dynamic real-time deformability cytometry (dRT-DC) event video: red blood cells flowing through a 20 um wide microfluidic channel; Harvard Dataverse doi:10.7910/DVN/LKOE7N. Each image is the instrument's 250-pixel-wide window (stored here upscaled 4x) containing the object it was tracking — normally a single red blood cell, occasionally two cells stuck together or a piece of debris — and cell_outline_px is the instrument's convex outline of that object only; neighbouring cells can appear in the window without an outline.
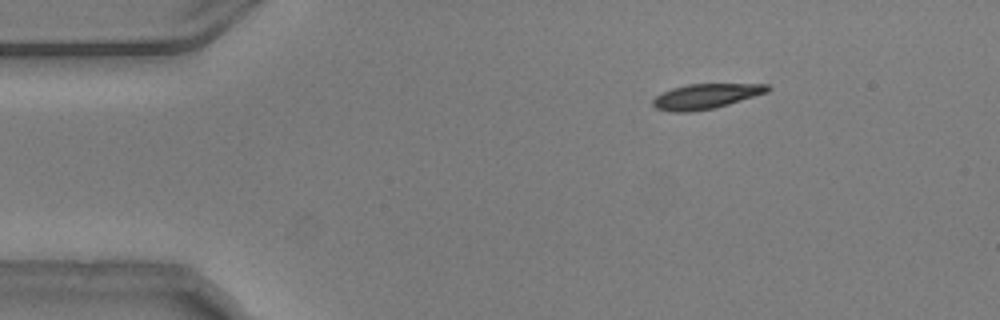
{"species": "common noctule bat (a hibernating species)", "species_latin": "Nyctalus noctula", "temperature_condition": "warm", "stored_images_in_passage": 49, "camera_frame_rate_fps": 3000, "um_per_image_px": 0.085, "animal": {"sex": "male", "body_mass_g": 20.5, "forearm_length_mm": 52.5}, "frame": {"image": 1, "passage_image": 3, "time_ms": 0.667, "image_size_px": [1000, 320], "cell_outline_px": [[772, 88], [768, 92], [716, 108], [688, 112], [672, 112], [656, 108], [652, 104], [652, 100], [656, 96], [672, 88], [688, 84], [768, 84]], "centroid_in_image_um": [60.01, 8.19], "position_along_channel_um": 25.0, "area_um2": 16.7}}
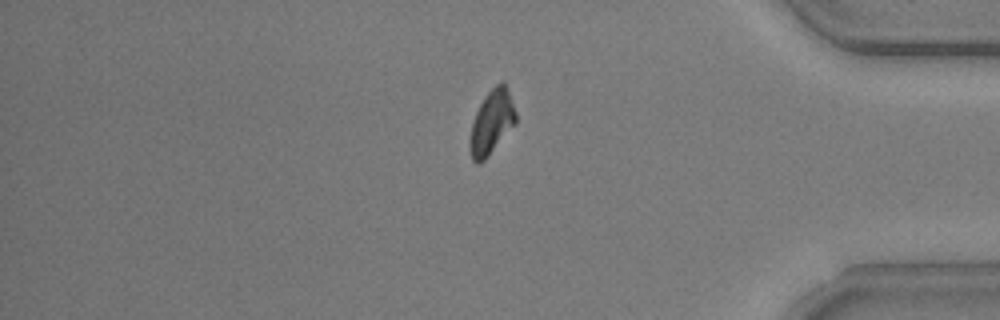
{"frame": {"image": 2, "passage_image": 40, "time_ms": 13.0, "image_size_px": [1000, 320], "cell_outline_px": [[516, 124], [488, 156], [480, 164], [476, 164], [472, 160], [468, 148], [468, 144], [472, 124], [476, 112], [484, 96], [500, 80], [504, 80], [508, 88], [516, 112]], "centroid_in_image_um": [41.79, 10.39], "position_along_channel_um": 393.4, "area_um2": 17.46}}
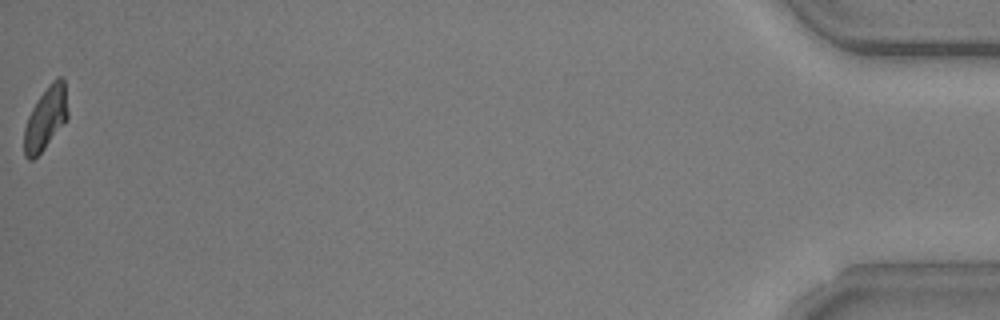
{"frame": {"image": 3, "passage_image": 49, "time_ms": 16.0, "image_size_px": [1000, 320], "cell_outline_px": [[68, 116], [44, 148], [32, 160], [28, 160], [24, 156], [24, 128], [28, 116], [32, 108], [48, 84], [56, 76], [60, 76], [64, 80], [68, 112]], "centroid_in_image_um": [3.87, 10.03], "position_along_channel_um": 431.3, "area_um2": 15.72}, "authors_computed_cell_mechanics": {"area_um2": 17.34, "velocity_mm_per_s": 3.7313, "shape_relaxation_time_tau1_ms": 2.5885, "shape_relaxation_time_tau2_ms": 6.6175, "deformation_change_tau1": 0.1074, "deformation_change_tau2": 0.1277}}